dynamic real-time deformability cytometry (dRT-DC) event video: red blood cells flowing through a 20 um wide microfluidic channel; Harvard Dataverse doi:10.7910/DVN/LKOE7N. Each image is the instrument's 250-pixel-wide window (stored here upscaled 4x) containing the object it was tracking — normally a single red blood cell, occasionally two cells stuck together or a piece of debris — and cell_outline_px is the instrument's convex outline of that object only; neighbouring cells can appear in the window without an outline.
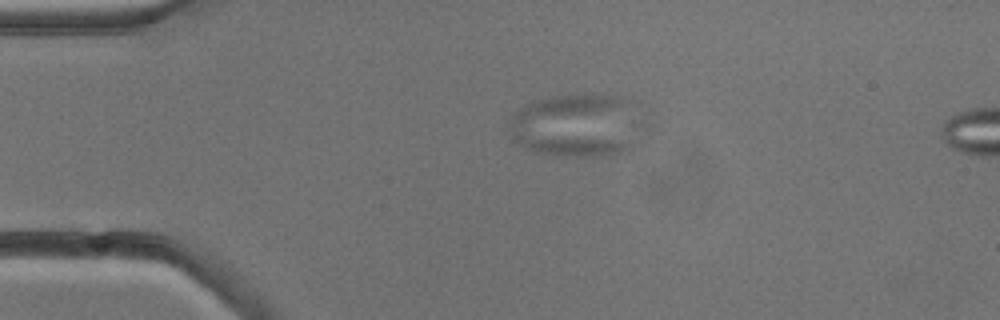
{"species": "common noctule bat (a hibernating species)", "species_latin": "Nyctalus noctula", "temperature_condition": "cold", "stored_images_in_passage": 3, "camera_frame_rate_fps": 3000, "um_per_image_px": 0.085, "animal": {"sex": "male", "body_mass_g": 13.3}, "frame": {"image": 1, "passage_image": 1, "time_ms": 0.0, "image_size_px": [1000, 320], "cell_outline_px": [[620, 148], [612, 156], [580, 156], [540, 152], [532, 148], [520, 140], [508, 128], [508, 124], [528, 104], [540, 100], [556, 96], [612, 96], [620, 100]], "centroid_in_image_um": [48.52, 10.68], "position_along_channel_um": 36.5, "area_um2": 40.98}}